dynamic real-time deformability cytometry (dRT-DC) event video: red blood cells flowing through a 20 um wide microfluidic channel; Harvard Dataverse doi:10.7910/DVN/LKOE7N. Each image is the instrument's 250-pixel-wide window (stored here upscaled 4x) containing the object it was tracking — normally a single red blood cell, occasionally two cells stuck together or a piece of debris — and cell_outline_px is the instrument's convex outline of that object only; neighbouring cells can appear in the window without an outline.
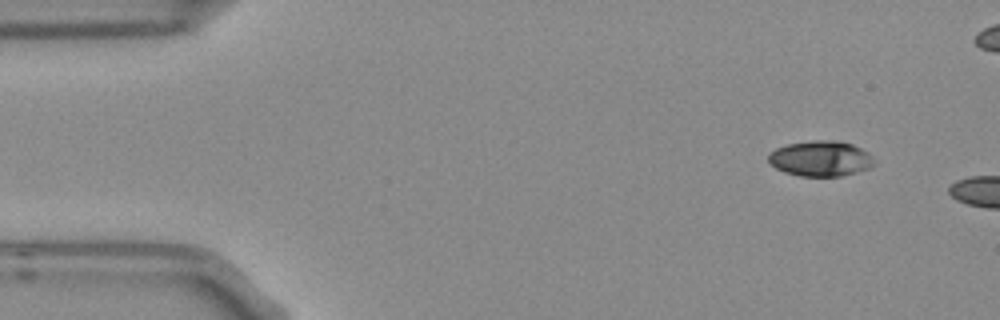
{"species": "Egyptian fruit bat (a non-hibernating species)", "species_latin": "Rousettus aegyptiacus", "temperature_condition": "room temperature", "stored_images_in_passage": 2, "camera_frame_rate_fps": 3000, "um_per_image_px": 0.085, "frame": {"image": 1, "passage_image": 1, "time_ms": 0.0, "image_size_px": [1000, 320], "cell_outline_px": [[876, 164], [868, 168], [856, 172], [840, 176], [800, 176], [784, 172], [768, 164], [768, 152], [776, 148], [788, 144], [816, 140], [832, 140], [852, 144], [868, 152], [872, 156]], "centroid_in_image_um": [69.72, 13.48], "position_along_channel_um": 15.3, "area_um2": 21.91}}